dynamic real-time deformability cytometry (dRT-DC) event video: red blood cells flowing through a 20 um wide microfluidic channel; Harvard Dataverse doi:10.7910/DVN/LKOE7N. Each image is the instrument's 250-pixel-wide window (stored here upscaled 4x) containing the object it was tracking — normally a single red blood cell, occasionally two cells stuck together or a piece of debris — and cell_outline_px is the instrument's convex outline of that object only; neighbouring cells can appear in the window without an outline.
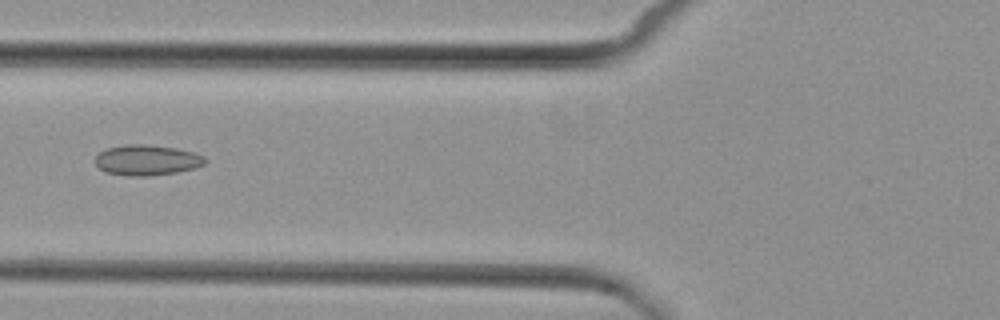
{"species": "common noctule bat (a hibernating species)", "species_latin": "Nyctalus noctula", "temperature_condition": "cold", "stored_images_in_passage": 7, "camera_frame_rate_fps": 3000, "um_per_image_px": 0.085, "animal": {"sex": "female", "body_mass_g": 29.2, "forearm_length_mm": 56.3}, "frame": {"image": 1, "passage_image": 6, "time_ms": 7.0, "image_size_px": [1000, 320], "cell_outline_px": [[208, 160], [204, 164], [196, 168], [176, 172], [148, 176], [128, 176], [108, 172], [100, 168], [96, 164], [96, 156], [100, 152], [108, 148], [124, 144], [144, 144], [176, 148], [192, 152], [204, 156]], "centroid_in_image_um": [12.51, 13.6], "position_along_channel_um": 113.3, "area_um2": 19.42}}
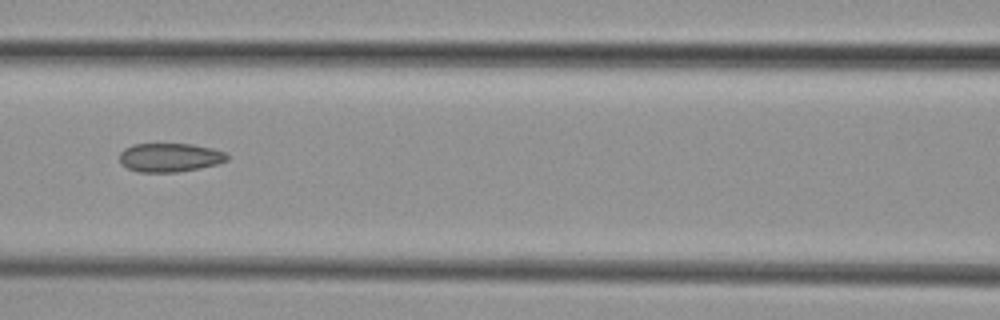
{"frame": {"image": 2, "passage_image": 7, "time_ms": 8.0, "image_size_px": [1000, 320], "cell_outline_px": [[228, 160], [216, 164], [200, 168], [176, 172], [140, 172], [128, 168], [120, 164], [120, 152], [124, 148], [132, 144], [192, 144], [212, 148], [224, 152], [228, 156]], "centroid_in_image_um": [14.41, 13.38], "position_along_channel_um": 152.2, "area_um2": 18.03}}